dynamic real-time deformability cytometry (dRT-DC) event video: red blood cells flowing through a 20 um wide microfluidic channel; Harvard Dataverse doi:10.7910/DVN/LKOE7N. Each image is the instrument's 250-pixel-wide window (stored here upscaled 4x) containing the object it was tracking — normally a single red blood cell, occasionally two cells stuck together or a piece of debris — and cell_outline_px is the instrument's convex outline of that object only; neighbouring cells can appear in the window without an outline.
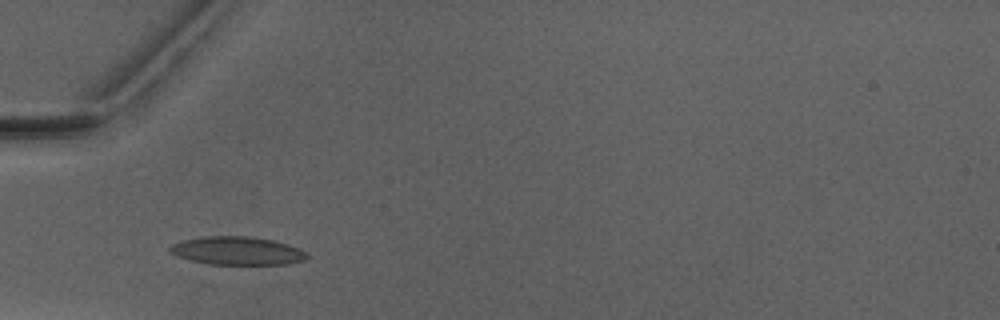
{"species": "Egyptian fruit bat (a non-hibernating species)", "species_latin": "Rousettus aegyptiacus", "temperature_condition": "warm", "stored_images_in_passage": 4, "camera_frame_rate_fps": 3000, "um_per_image_px": 0.085, "animal": {"sex": "male"}, "frame": {"image": 1, "passage_image": 2, "time_ms": 1.0, "image_size_px": [1000, 320], "cell_outline_px": [[308, 256], [304, 260], [288, 264], [208, 264], [176, 256], [168, 252], [168, 248], [172, 244], [180, 240], [200, 236], [252, 236], [272, 240], [288, 244], [304, 252]], "centroid_in_image_um": [20.08, 21.3], "position_along_channel_um": 64.9, "area_um2": 22.6}}
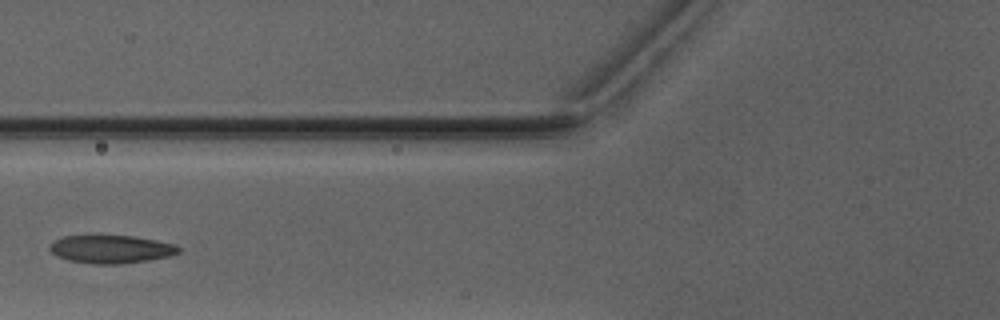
{"frame": {"image": 2, "passage_image": 3, "time_ms": 2.333, "image_size_px": [1000, 320], "cell_outline_px": [[180, 252], [168, 256], [148, 260], [116, 264], [92, 264], [68, 260], [56, 256], [48, 248], [52, 240], [64, 236], [132, 236], [156, 240], [176, 244], [180, 248]], "centroid_in_image_um": [9.41, 21.18], "position_along_channel_um": 116.4, "area_um2": 21.04}}
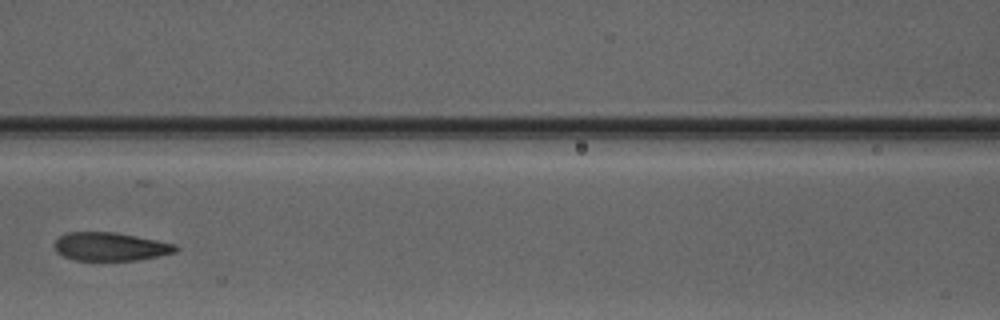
{"frame": {"image": 3, "passage_image": 4, "time_ms": 3.333, "image_size_px": [1000, 320], "cell_outline_px": [[180, 248], [176, 252], [160, 256], [136, 260], [76, 260], [64, 256], [56, 252], [52, 244], [60, 236], [68, 232], [116, 232], [176, 244]], "centroid_in_image_um": [9.38, 20.96], "position_along_channel_um": 157.2, "area_um2": 20.11}}